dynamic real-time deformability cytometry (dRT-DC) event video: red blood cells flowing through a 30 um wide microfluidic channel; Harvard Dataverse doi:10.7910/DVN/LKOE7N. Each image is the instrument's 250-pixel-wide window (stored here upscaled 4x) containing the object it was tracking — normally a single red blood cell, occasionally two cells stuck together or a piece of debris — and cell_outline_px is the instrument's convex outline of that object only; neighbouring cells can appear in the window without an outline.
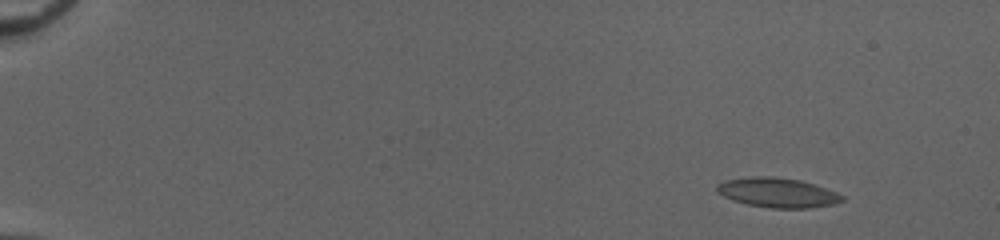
{"species": "common noctule bat (a hibernating species)", "species_latin": "Nyctalus noctula", "temperature_condition": "cold", "stored_images_in_passage": 55, "camera_frame_rate_fps": 3000, "um_per_image_px": 0.085, "animal": {"sex": "female", "body_mass_g": 20.0, "forearm_length_mm": 54.0}, "frame": {"image": 1, "passage_image": 7, "time_ms": 2.0, "image_size_px": [1000, 240], "cell_outline_px": [[844, 200], [832, 204], [808, 208], [772, 208], [748, 204], [732, 200], [716, 192], [716, 184], [724, 180], [752, 176], [776, 176], [800, 180], [836, 192], [844, 196]], "centroid_in_image_um": [66.04, 16.36], "position_along_channel_um": 19.0, "area_um2": 21.56}}
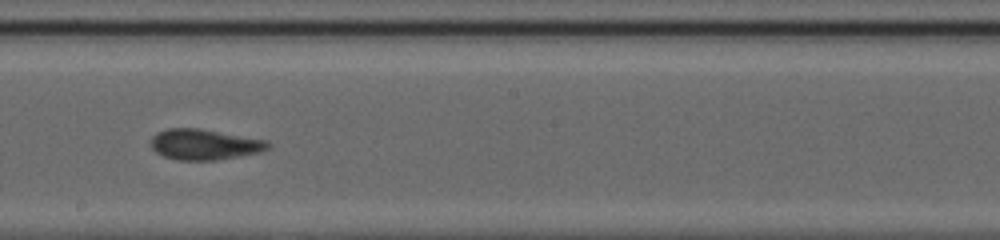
{"frame": {"image": 2, "passage_image": 34, "time_ms": 11.0, "image_size_px": [1000, 240], "cell_outline_px": [[272, 144], [268, 148], [260, 152], [216, 160], [180, 160], [164, 156], [156, 152], [152, 148], [152, 136], [156, 132], [168, 128], [200, 128], [264, 140]], "centroid_in_image_um": [17.35, 12.27], "position_along_channel_um": 230.8, "area_um2": 20.69}}
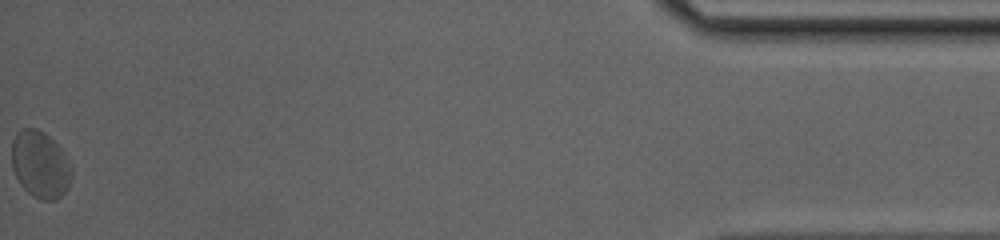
{"frame": {"image": 3, "passage_image": 55, "time_ms": 18.0, "image_size_px": [1000, 240], "cell_outline_px": [[72, 176], [68, 188], [56, 200], [40, 200], [32, 196], [20, 184], [12, 168], [12, 140], [16, 132], [20, 128], [36, 128], [44, 132], [60, 148], [72, 172]], "centroid_in_image_um": [3.38, 13.99], "position_along_channel_um": 431.8, "area_um2": 23.24}, "authors_computed_cell_mechanics": {"area_um2": 20.519, "velocity_mm_per_s": 4.0233, "shape_relaxation_time_tau1_ms": 3.4806, "shape_relaxation_time_tau2_ms": 1.7922, "deformation_change_tau1": 0.0867, "deformation_change_tau2": 0.0872}}